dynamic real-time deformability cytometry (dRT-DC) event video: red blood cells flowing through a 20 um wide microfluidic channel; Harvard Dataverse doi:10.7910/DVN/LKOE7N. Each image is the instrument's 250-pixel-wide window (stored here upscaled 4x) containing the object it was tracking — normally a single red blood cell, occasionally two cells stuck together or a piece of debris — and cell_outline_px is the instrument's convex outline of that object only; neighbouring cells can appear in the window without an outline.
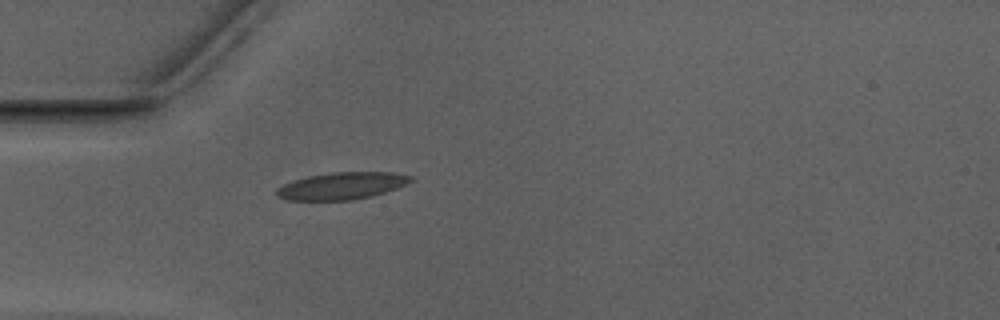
{"species": "Egyptian fruit bat (a non-hibernating species)", "species_latin": "Rousettus aegyptiacus", "temperature_condition": "warm", "stored_images_in_passage": 38, "camera_frame_rate_fps": 3000, "um_per_image_px": 0.085, "animal": {"sex": "male"}, "frame": {"image": 1, "passage_image": 1, "time_ms": 0.0, "image_size_px": [1000, 320], "cell_outline_px": [[412, 180], [396, 188], [372, 196], [352, 200], [284, 200], [276, 196], [276, 188], [292, 180], [308, 176], [328, 172], [392, 172], [412, 176]], "centroid_in_image_um": [28.99, 15.8], "position_along_channel_um": 56.0, "area_um2": 21.21}}
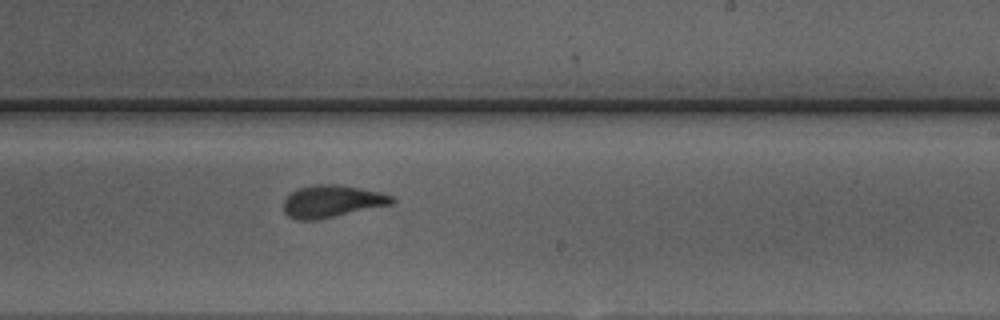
{"frame": {"image": 2, "passage_image": 17, "time_ms": 5.333, "image_size_px": [1000, 320], "cell_outline_px": [[396, 200], [392, 204], [316, 220], [296, 220], [288, 216], [284, 212], [284, 200], [292, 192], [300, 188], [312, 184], [336, 184], [360, 188], [380, 192], [392, 196]], "centroid_in_image_um": [28.21, 17.11], "position_along_channel_um": 260.8, "area_um2": 20.23}}
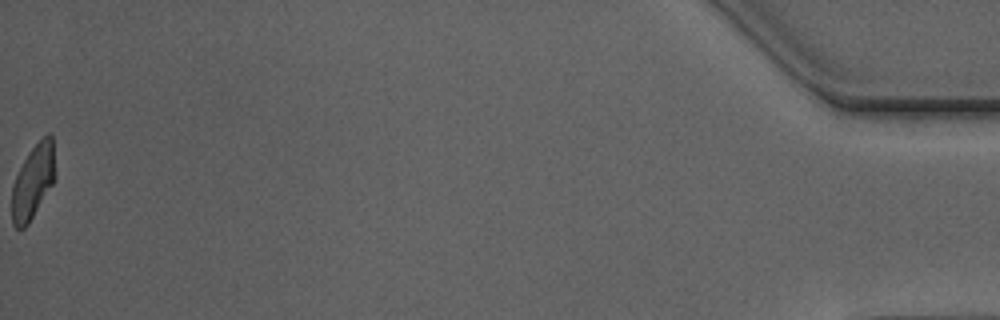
{"frame": {"image": 3, "passage_image": 38, "time_ms": 12.333, "image_size_px": [1000, 320], "cell_outline_px": [[56, 176], [52, 184], [28, 224], [24, 228], [16, 228], [12, 224], [12, 188], [16, 176], [28, 152], [48, 132], [52, 136]], "centroid_in_image_um": [2.81, 15.43], "position_along_channel_um": 432.4, "area_um2": 18.44}, "authors_computed_cell_mechanics": {"area_um2": 20.1433, "velocity_mm_per_s": 3.9469, "shape_relaxation_time_tau1_ms": 4.8685, "shape_relaxation_time_tau2_ms": 1.093, "deformation_change_tau1": 0.2001, "deformation_change_tau2": 0.0869}}